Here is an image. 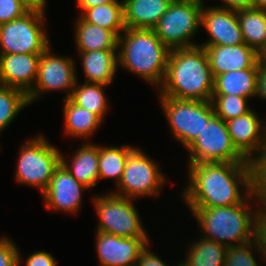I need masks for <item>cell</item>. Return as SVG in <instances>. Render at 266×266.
I'll return each instance as SVG.
<instances>
[{
    "instance_id": "obj_44",
    "label": "cell",
    "mask_w": 266,
    "mask_h": 266,
    "mask_svg": "<svg viewBox=\"0 0 266 266\" xmlns=\"http://www.w3.org/2000/svg\"><path fill=\"white\" fill-rule=\"evenodd\" d=\"M258 160L266 167V155H261Z\"/></svg>"
},
{
    "instance_id": "obj_1",
    "label": "cell",
    "mask_w": 266,
    "mask_h": 266,
    "mask_svg": "<svg viewBox=\"0 0 266 266\" xmlns=\"http://www.w3.org/2000/svg\"><path fill=\"white\" fill-rule=\"evenodd\" d=\"M187 167L189 178L181 193L187 207L234 206L252 191L250 162L197 163Z\"/></svg>"
},
{
    "instance_id": "obj_19",
    "label": "cell",
    "mask_w": 266,
    "mask_h": 266,
    "mask_svg": "<svg viewBox=\"0 0 266 266\" xmlns=\"http://www.w3.org/2000/svg\"><path fill=\"white\" fill-rule=\"evenodd\" d=\"M72 154L69 160L61 153V164L88 189L95 187L99 183V144L86 141Z\"/></svg>"
},
{
    "instance_id": "obj_33",
    "label": "cell",
    "mask_w": 266,
    "mask_h": 266,
    "mask_svg": "<svg viewBox=\"0 0 266 266\" xmlns=\"http://www.w3.org/2000/svg\"><path fill=\"white\" fill-rule=\"evenodd\" d=\"M251 187L259 213L266 215V167L258 160L250 161Z\"/></svg>"
},
{
    "instance_id": "obj_38",
    "label": "cell",
    "mask_w": 266,
    "mask_h": 266,
    "mask_svg": "<svg viewBox=\"0 0 266 266\" xmlns=\"http://www.w3.org/2000/svg\"><path fill=\"white\" fill-rule=\"evenodd\" d=\"M148 246L140 253L136 266H169L156 253L149 250ZM174 266H179V263Z\"/></svg>"
},
{
    "instance_id": "obj_16",
    "label": "cell",
    "mask_w": 266,
    "mask_h": 266,
    "mask_svg": "<svg viewBox=\"0 0 266 266\" xmlns=\"http://www.w3.org/2000/svg\"><path fill=\"white\" fill-rule=\"evenodd\" d=\"M201 28L207 31L209 38L199 46H221L243 44L241 27L237 11L204 6L201 11Z\"/></svg>"
},
{
    "instance_id": "obj_40",
    "label": "cell",
    "mask_w": 266,
    "mask_h": 266,
    "mask_svg": "<svg viewBox=\"0 0 266 266\" xmlns=\"http://www.w3.org/2000/svg\"><path fill=\"white\" fill-rule=\"evenodd\" d=\"M224 4L222 6L215 5V7L230 9V10H243L253 7L254 0H221Z\"/></svg>"
},
{
    "instance_id": "obj_37",
    "label": "cell",
    "mask_w": 266,
    "mask_h": 266,
    "mask_svg": "<svg viewBox=\"0 0 266 266\" xmlns=\"http://www.w3.org/2000/svg\"><path fill=\"white\" fill-rule=\"evenodd\" d=\"M255 241L257 242L262 260L266 261V215L260 214L255 227Z\"/></svg>"
},
{
    "instance_id": "obj_41",
    "label": "cell",
    "mask_w": 266,
    "mask_h": 266,
    "mask_svg": "<svg viewBox=\"0 0 266 266\" xmlns=\"http://www.w3.org/2000/svg\"><path fill=\"white\" fill-rule=\"evenodd\" d=\"M112 2H123V0H76L79 7L80 15L87 9L100 6L102 4H108Z\"/></svg>"
},
{
    "instance_id": "obj_30",
    "label": "cell",
    "mask_w": 266,
    "mask_h": 266,
    "mask_svg": "<svg viewBox=\"0 0 266 266\" xmlns=\"http://www.w3.org/2000/svg\"><path fill=\"white\" fill-rule=\"evenodd\" d=\"M27 106L28 98L23 91L0 84V135Z\"/></svg>"
},
{
    "instance_id": "obj_27",
    "label": "cell",
    "mask_w": 266,
    "mask_h": 266,
    "mask_svg": "<svg viewBox=\"0 0 266 266\" xmlns=\"http://www.w3.org/2000/svg\"><path fill=\"white\" fill-rule=\"evenodd\" d=\"M105 88H107L106 85L96 83L84 82L80 85L77 79L69 99L77 106L88 109L104 121L109 107V99L104 92Z\"/></svg>"
},
{
    "instance_id": "obj_36",
    "label": "cell",
    "mask_w": 266,
    "mask_h": 266,
    "mask_svg": "<svg viewBox=\"0 0 266 266\" xmlns=\"http://www.w3.org/2000/svg\"><path fill=\"white\" fill-rule=\"evenodd\" d=\"M56 258L46 251H36L25 259V266H57Z\"/></svg>"
},
{
    "instance_id": "obj_32",
    "label": "cell",
    "mask_w": 266,
    "mask_h": 266,
    "mask_svg": "<svg viewBox=\"0 0 266 266\" xmlns=\"http://www.w3.org/2000/svg\"><path fill=\"white\" fill-rule=\"evenodd\" d=\"M258 252L259 248L255 239L242 245L227 247L224 266H261L254 257L255 253L260 254Z\"/></svg>"
},
{
    "instance_id": "obj_18",
    "label": "cell",
    "mask_w": 266,
    "mask_h": 266,
    "mask_svg": "<svg viewBox=\"0 0 266 266\" xmlns=\"http://www.w3.org/2000/svg\"><path fill=\"white\" fill-rule=\"evenodd\" d=\"M201 47L207 52L213 77L229 71L259 68L261 56L245 43Z\"/></svg>"
},
{
    "instance_id": "obj_45",
    "label": "cell",
    "mask_w": 266,
    "mask_h": 266,
    "mask_svg": "<svg viewBox=\"0 0 266 266\" xmlns=\"http://www.w3.org/2000/svg\"><path fill=\"white\" fill-rule=\"evenodd\" d=\"M262 155H266V137H265V148Z\"/></svg>"
},
{
    "instance_id": "obj_34",
    "label": "cell",
    "mask_w": 266,
    "mask_h": 266,
    "mask_svg": "<svg viewBox=\"0 0 266 266\" xmlns=\"http://www.w3.org/2000/svg\"><path fill=\"white\" fill-rule=\"evenodd\" d=\"M12 239L0 236V266H20L21 253Z\"/></svg>"
},
{
    "instance_id": "obj_10",
    "label": "cell",
    "mask_w": 266,
    "mask_h": 266,
    "mask_svg": "<svg viewBox=\"0 0 266 266\" xmlns=\"http://www.w3.org/2000/svg\"><path fill=\"white\" fill-rule=\"evenodd\" d=\"M166 178L156 161L135 147L128 154L122 178L112 193L133 200L157 197L166 185Z\"/></svg>"
},
{
    "instance_id": "obj_22",
    "label": "cell",
    "mask_w": 266,
    "mask_h": 266,
    "mask_svg": "<svg viewBox=\"0 0 266 266\" xmlns=\"http://www.w3.org/2000/svg\"><path fill=\"white\" fill-rule=\"evenodd\" d=\"M78 16L74 24V39L78 52L118 50L119 37L114 32L86 22Z\"/></svg>"
},
{
    "instance_id": "obj_20",
    "label": "cell",
    "mask_w": 266,
    "mask_h": 266,
    "mask_svg": "<svg viewBox=\"0 0 266 266\" xmlns=\"http://www.w3.org/2000/svg\"><path fill=\"white\" fill-rule=\"evenodd\" d=\"M86 83L103 84L107 87L113 83L118 70V50H93L78 52Z\"/></svg>"
},
{
    "instance_id": "obj_26",
    "label": "cell",
    "mask_w": 266,
    "mask_h": 266,
    "mask_svg": "<svg viewBox=\"0 0 266 266\" xmlns=\"http://www.w3.org/2000/svg\"><path fill=\"white\" fill-rule=\"evenodd\" d=\"M192 243L179 266H224L226 246L203 237Z\"/></svg>"
},
{
    "instance_id": "obj_9",
    "label": "cell",
    "mask_w": 266,
    "mask_h": 266,
    "mask_svg": "<svg viewBox=\"0 0 266 266\" xmlns=\"http://www.w3.org/2000/svg\"><path fill=\"white\" fill-rule=\"evenodd\" d=\"M92 200L99 219L95 231L125 238L149 237L133 199L109 192L94 195Z\"/></svg>"
},
{
    "instance_id": "obj_15",
    "label": "cell",
    "mask_w": 266,
    "mask_h": 266,
    "mask_svg": "<svg viewBox=\"0 0 266 266\" xmlns=\"http://www.w3.org/2000/svg\"><path fill=\"white\" fill-rule=\"evenodd\" d=\"M89 190L60 163L42 193L46 209L65 213H77L82 204V193Z\"/></svg>"
},
{
    "instance_id": "obj_13",
    "label": "cell",
    "mask_w": 266,
    "mask_h": 266,
    "mask_svg": "<svg viewBox=\"0 0 266 266\" xmlns=\"http://www.w3.org/2000/svg\"><path fill=\"white\" fill-rule=\"evenodd\" d=\"M95 233L100 266H136L140 253L152 243L149 237L125 238L101 231Z\"/></svg>"
},
{
    "instance_id": "obj_23",
    "label": "cell",
    "mask_w": 266,
    "mask_h": 266,
    "mask_svg": "<svg viewBox=\"0 0 266 266\" xmlns=\"http://www.w3.org/2000/svg\"><path fill=\"white\" fill-rule=\"evenodd\" d=\"M259 68L229 71L214 77L212 95L233 94L244 98H254L257 92Z\"/></svg>"
},
{
    "instance_id": "obj_21",
    "label": "cell",
    "mask_w": 266,
    "mask_h": 266,
    "mask_svg": "<svg viewBox=\"0 0 266 266\" xmlns=\"http://www.w3.org/2000/svg\"><path fill=\"white\" fill-rule=\"evenodd\" d=\"M173 0H123L125 28L153 29Z\"/></svg>"
},
{
    "instance_id": "obj_28",
    "label": "cell",
    "mask_w": 266,
    "mask_h": 266,
    "mask_svg": "<svg viewBox=\"0 0 266 266\" xmlns=\"http://www.w3.org/2000/svg\"><path fill=\"white\" fill-rule=\"evenodd\" d=\"M130 145L103 146L99 145V181L102 179L115 180L116 186L120 182L125 168L128 154L134 149Z\"/></svg>"
},
{
    "instance_id": "obj_39",
    "label": "cell",
    "mask_w": 266,
    "mask_h": 266,
    "mask_svg": "<svg viewBox=\"0 0 266 266\" xmlns=\"http://www.w3.org/2000/svg\"><path fill=\"white\" fill-rule=\"evenodd\" d=\"M256 98L266 100V57L261 56L259 60V70L257 78Z\"/></svg>"
},
{
    "instance_id": "obj_5",
    "label": "cell",
    "mask_w": 266,
    "mask_h": 266,
    "mask_svg": "<svg viewBox=\"0 0 266 266\" xmlns=\"http://www.w3.org/2000/svg\"><path fill=\"white\" fill-rule=\"evenodd\" d=\"M36 135L23 142L19 149L15 179L19 184L40 189L42 194L61 163V151L44 135Z\"/></svg>"
},
{
    "instance_id": "obj_31",
    "label": "cell",
    "mask_w": 266,
    "mask_h": 266,
    "mask_svg": "<svg viewBox=\"0 0 266 266\" xmlns=\"http://www.w3.org/2000/svg\"><path fill=\"white\" fill-rule=\"evenodd\" d=\"M249 98L229 95H212V105L214 113L225 122L238 116L248 113L252 107H249Z\"/></svg>"
},
{
    "instance_id": "obj_4",
    "label": "cell",
    "mask_w": 266,
    "mask_h": 266,
    "mask_svg": "<svg viewBox=\"0 0 266 266\" xmlns=\"http://www.w3.org/2000/svg\"><path fill=\"white\" fill-rule=\"evenodd\" d=\"M169 53L153 29L126 28L118 38V67L157 89L164 81Z\"/></svg>"
},
{
    "instance_id": "obj_2",
    "label": "cell",
    "mask_w": 266,
    "mask_h": 266,
    "mask_svg": "<svg viewBox=\"0 0 266 266\" xmlns=\"http://www.w3.org/2000/svg\"><path fill=\"white\" fill-rule=\"evenodd\" d=\"M214 77L204 47L171 49L158 96L179 100L211 101Z\"/></svg>"
},
{
    "instance_id": "obj_17",
    "label": "cell",
    "mask_w": 266,
    "mask_h": 266,
    "mask_svg": "<svg viewBox=\"0 0 266 266\" xmlns=\"http://www.w3.org/2000/svg\"><path fill=\"white\" fill-rule=\"evenodd\" d=\"M41 54H0V84L19 89L26 95L37 79Z\"/></svg>"
},
{
    "instance_id": "obj_42",
    "label": "cell",
    "mask_w": 266,
    "mask_h": 266,
    "mask_svg": "<svg viewBox=\"0 0 266 266\" xmlns=\"http://www.w3.org/2000/svg\"><path fill=\"white\" fill-rule=\"evenodd\" d=\"M26 3L31 9H41L45 10L47 0H22Z\"/></svg>"
},
{
    "instance_id": "obj_43",
    "label": "cell",
    "mask_w": 266,
    "mask_h": 266,
    "mask_svg": "<svg viewBox=\"0 0 266 266\" xmlns=\"http://www.w3.org/2000/svg\"><path fill=\"white\" fill-rule=\"evenodd\" d=\"M253 7L266 11V0H254Z\"/></svg>"
},
{
    "instance_id": "obj_12",
    "label": "cell",
    "mask_w": 266,
    "mask_h": 266,
    "mask_svg": "<svg viewBox=\"0 0 266 266\" xmlns=\"http://www.w3.org/2000/svg\"><path fill=\"white\" fill-rule=\"evenodd\" d=\"M51 46L40 55L37 79L33 89L27 94L29 104L45 93L59 90L66 93L65 99L70 98L78 79L75 60L53 53Z\"/></svg>"
},
{
    "instance_id": "obj_7",
    "label": "cell",
    "mask_w": 266,
    "mask_h": 266,
    "mask_svg": "<svg viewBox=\"0 0 266 266\" xmlns=\"http://www.w3.org/2000/svg\"><path fill=\"white\" fill-rule=\"evenodd\" d=\"M201 0H173L153 28L161 42L170 50L197 46L191 42L201 29Z\"/></svg>"
},
{
    "instance_id": "obj_35",
    "label": "cell",
    "mask_w": 266,
    "mask_h": 266,
    "mask_svg": "<svg viewBox=\"0 0 266 266\" xmlns=\"http://www.w3.org/2000/svg\"><path fill=\"white\" fill-rule=\"evenodd\" d=\"M30 9L22 0H0V24L20 18Z\"/></svg>"
},
{
    "instance_id": "obj_24",
    "label": "cell",
    "mask_w": 266,
    "mask_h": 266,
    "mask_svg": "<svg viewBox=\"0 0 266 266\" xmlns=\"http://www.w3.org/2000/svg\"><path fill=\"white\" fill-rule=\"evenodd\" d=\"M64 133L72 138L90 140L103 121L88 109L77 106L69 98L64 100Z\"/></svg>"
},
{
    "instance_id": "obj_8",
    "label": "cell",
    "mask_w": 266,
    "mask_h": 266,
    "mask_svg": "<svg viewBox=\"0 0 266 266\" xmlns=\"http://www.w3.org/2000/svg\"><path fill=\"white\" fill-rule=\"evenodd\" d=\"M172 136L187 149L215 114L211 101L179 100L158 96Z\"/></svg>"
},
{
    "instance_id": "obj_14",
    "label": "cell",
    "mask_w": 266,
    "mask_h": 266,
    "mask_svg": "<svg viewBox=\"0 0 266 266\" xmlns=\"http://www.w3.org/2000/svg\"><path fill=\"white\" fill-rule=\"evenodd\" d=\"M265 124L253 108L244 115L226 121L233 146L248 161L259 159L263 154Z\"/></svg>"
},
{
    "instance_id": "obj_11",
    "label": "cell",
    "mask_w": 266,
    "mask_h": 266,
    "mask_svg": "<svg viewBox=\"0 0 266 266\" xmlns=\"http://www.w3.org/2000/svg\"><path fill=\"white\" fill-rule=\"evenodd\" d=\"M188 164L212 162H250L233 146L226 122L214 114L186 149Z\"/></svg>"
},
{
    "instance_id": "obj_25",
    "label": "cell",
    "mask_w": 266,
    "mask_h": 266,
    "mask_svg": "<svg viewBox=\"0 0 266 266\" xmlns=\"http://www.w3.org/2000/svg\"><path fill=\"white\" fill-rule=\"evenodd\" d=\"M244 43L260 56L266 55V11L250 8L237 11Z\"/></svg>"
},
{
    "instance_id": "obj_6",
    "label": "cell",
    "mask_w": 266,
    "mask_h": 266,
    "mask_svg": "<svg viewBox=\"0 0 266 266\" xmlns=\"http://www.w3.org/2000/svg\"><path fill=\"white\" fill-rule=\"evenodd\" d=\"M45 12L30 9L22 17L0 24V54H42L51 45Z\"/></svg>"
},
{
    "instance_id": "obj_29",
    "label": "cell",
    "mask_w": 266,
    "mask_h": 266,
    "mask_svg": "<svg viewBox=\"0 0 266 266\" xmlns=\"http://www.w3.org/2000/svg\"><path fill=\"white\" fill-rule=\"evenodd\" d=\"M80 16L86 22L114 32L118 37L126 29L123 2H112L87 8Z\"/></svg>"
},
{
    "instance_id": "obj_3",
    "label": "cell",
    "mask_w": 266,
    "mask_h": 266,
    "mask_svg": "<svg viewBox=\"0 0 266 266\" xmlns=\"http://www.w3.org/2000/svg\"><path fill=\"white\" fill-rule=\"evenodd\" d=\"M251 203H255L252 192L234 206L188 208L199 225L201 237L233 247L254 240L260 213Z\"/></svg>"
}]
</instances>
